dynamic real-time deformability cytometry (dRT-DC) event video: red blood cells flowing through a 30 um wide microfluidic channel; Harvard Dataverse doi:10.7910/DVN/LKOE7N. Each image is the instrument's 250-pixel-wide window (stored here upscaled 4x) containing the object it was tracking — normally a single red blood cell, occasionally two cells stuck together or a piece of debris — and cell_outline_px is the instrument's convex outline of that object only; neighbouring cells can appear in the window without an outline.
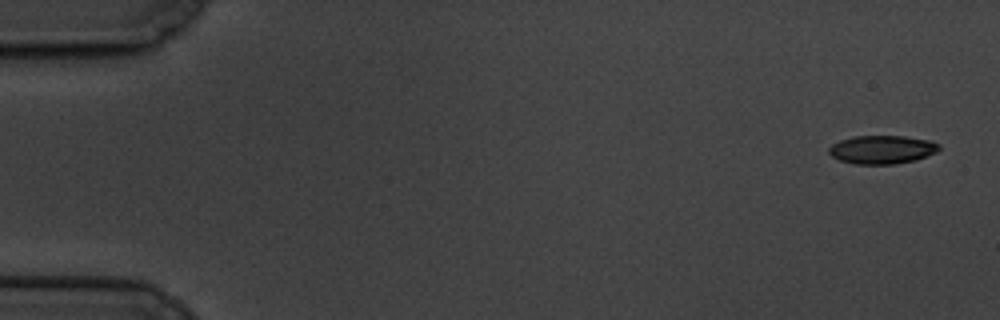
{"species": "common noctule bat (a hibernating species)", "species_latin": "Nyctalus noctula", "temperature_condition": "cold", "stored_images_in_passage": 10, "camera_frame_rate_fps": 3000, "um_per_image_px": 0.085, "animal": {"sex": "male", "body_mass_g": 19.5, "forearm_length_mm": 54.6}, "frame": {"image": 1, "passage_image": 1, "time_ms": 0.0, "image_size_px": [1000, 320], "cell_outline_px": [[940, 148], [936, 152], [916, 160], [896, 164], [856, 164], [840, 160], [832, 156], [828, 152], [828, 148], [832, 144], [840, 140], [852, 136], [904, 136], [928, 140], [940, 144]], "centroid_in_image_um": [74.96, 12.71], "position_along_channel_um": 10.0, "area_um2": 18.26}}
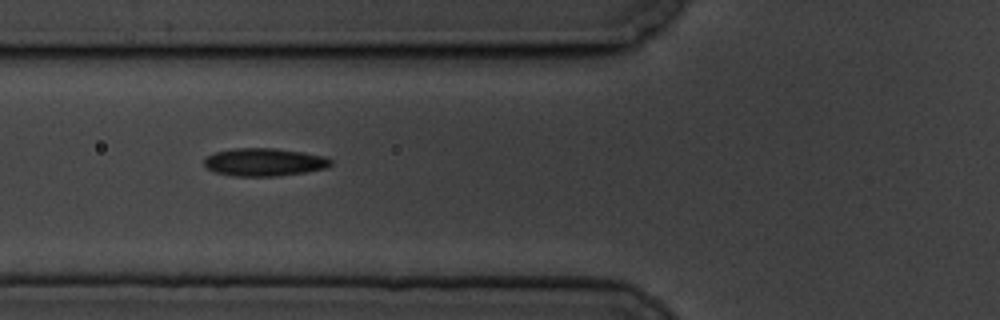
{"frame": {"image": 2, "passage_image": 6, "time_ms": 6.667, "image_size_px": [1000, 320], "cell_outline_px": [[332, 164], [328, 168], [304, 172], [276, 176], [232, 176], [216, 172], [208, 168], [204, 164], [204, 160], [208, 156], [216, 152], [232, 148], [272, 148], [304, 152], [324, 156], [332, 160]], "centroid_in_image_um": [22.49, 13.78], "position_along_channel_um": 103.3, "area_um2": 20.52}}
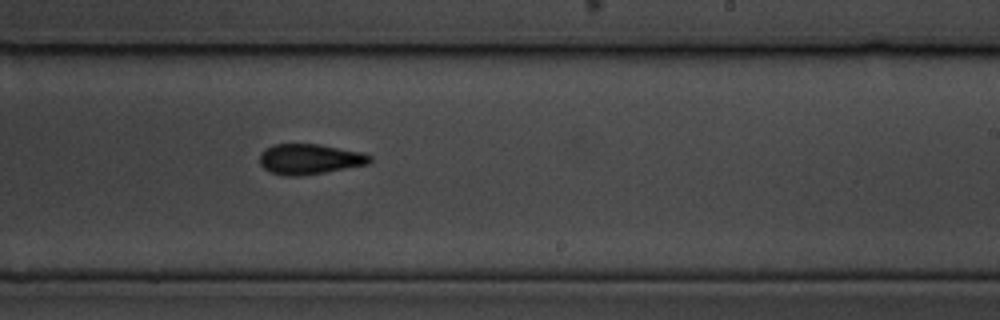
{"frame": {"image": 3, "passage_image": 10, "time_ms": 11.333, "image_size_px": [1000, 320], "cell_outline_px": [[372, 160], [368, 164], [324, 172], [300, 176], [284, 176], [272, 172], [264, 168], [260, 164], [260, 156], [264, 148], [272, 144], [320, 144], [364, 152], [372, 156]], "centroid_in_image_um": [26.33, 13.51], "position_along_channel_um": 262.7, "area_um2": 19.59}}